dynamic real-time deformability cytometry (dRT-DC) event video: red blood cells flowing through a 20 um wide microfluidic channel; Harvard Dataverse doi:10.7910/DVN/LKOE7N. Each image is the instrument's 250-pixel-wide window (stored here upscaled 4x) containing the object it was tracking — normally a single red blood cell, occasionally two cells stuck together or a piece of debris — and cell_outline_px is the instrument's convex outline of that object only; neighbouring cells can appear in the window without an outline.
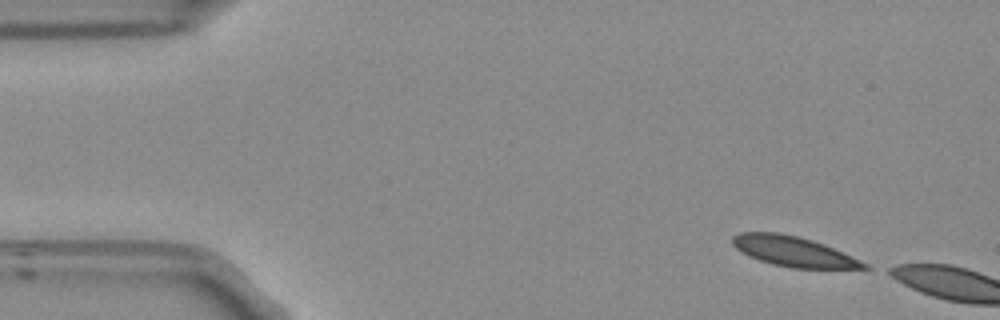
{"species": "Egyptian fruit bat (a non-hibernating species)", "species_latin": "Rousettus aegyptiacus", "temperature_condition": "room temperature", "stored_images_in_passage": 5, "camera_frame_rate_fps": 3000, "um_per_image_px": 0.085, "frame": {"image": 1, "passage_image": 1, "time_ms": 0.0, "image_size_px": [1000, 320], "cell_outline_px": [[872, 268], [792, 268], [772, 264], [748, 256], [740, 252], [732, 244], [732, 236], [740, 232], [776, 232], [796, 236], [812, 240], [824, 244], [844, 252], [868, 264]], "centroid_in_image_um": [67.42, 21.37], "position_along_channel_um": 17.6, "area_um2": 23.0}}